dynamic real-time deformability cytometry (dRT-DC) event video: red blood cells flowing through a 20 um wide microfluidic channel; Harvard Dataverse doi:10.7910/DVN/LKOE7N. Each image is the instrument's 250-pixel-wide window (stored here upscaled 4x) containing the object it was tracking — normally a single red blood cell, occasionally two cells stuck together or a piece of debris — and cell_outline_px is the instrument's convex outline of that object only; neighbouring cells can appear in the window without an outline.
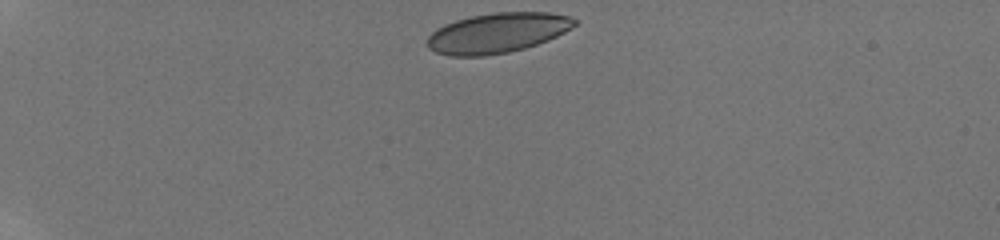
{"species": "human", "species_latin": "Homo sapiens", "temperature_condition": "room temperature", "stored_images_in_passage": 41, "camera_frame_rate_fps": 3000, "um_per_image_px": 0.085, "donor": {"sex": "male"}, "frame": {"image": 1, "passage_image": 1, "time_ms": 0.0, "image_size_px": [1000, 240], "cell_outline_px": [[580, 20], [572, 28], [548, 40], [524, 48], [508, 52], [484, 56], [452, 56], [436, 52], [428, 48], [428, 36], [436, 28], [444, 24], [456, 20], [472, 16], [496, 12], [548, 12], [568, 16]], "centroid_in_image_um": [42.29, 2.79], "position_along_channel_um": 42.7, "area_um2": 34.28}}
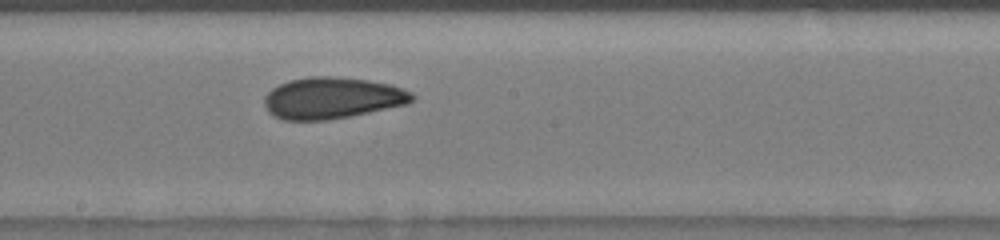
{"frame": {"image": 2, "passage_image": 20, "time_ms": 6.333, "image_size_px": [1000, 240], "cell_outline_px": [[416, 96], [408, 104], [328, 120], [284, 120], [272, 116], [268, 112], [264, 104], [264, 96], [272, 88], [288, 80], [308, 76], [332, 76], [368, 80], [388, 84], [412, 92]], "centroid_in_image_um": [28.19, 8.33], "position_along_channel_um": 220.0, "area_um2": 35.72}}
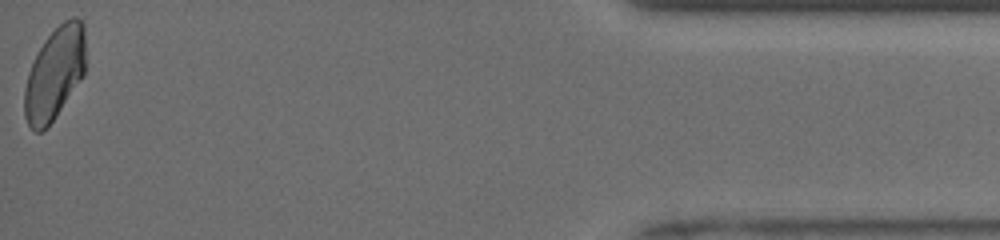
{"frame": {"image": 3, "passage_image": 41, "time_ms": 13.333, "image_size_px": [1000, 240], "cell_outline_px": [[84, 76], [48, 128], [40, 132], [36, 132], [28, 124], [24, 116], [24, 88], [28, 72], [44, 40], [64, 20], [72, 16], [76, 16], [84, 24]], "centroid_in_image_um": [4.64, 6.28], "position_along_channel_um": 430.6, "area_um2": 32.95}, "authors_computed_cell_mechanics": {"area_um2": 34.68, "velocity_mm_per_s": 3.931, "shape_relaxation_time_tau1_ms": 5.2352, "shape_relaxation_time_tau2_ms": 2.2465, "deformation_change_tau1": 0.1165, "deformation_change_tau2": 0.063}}